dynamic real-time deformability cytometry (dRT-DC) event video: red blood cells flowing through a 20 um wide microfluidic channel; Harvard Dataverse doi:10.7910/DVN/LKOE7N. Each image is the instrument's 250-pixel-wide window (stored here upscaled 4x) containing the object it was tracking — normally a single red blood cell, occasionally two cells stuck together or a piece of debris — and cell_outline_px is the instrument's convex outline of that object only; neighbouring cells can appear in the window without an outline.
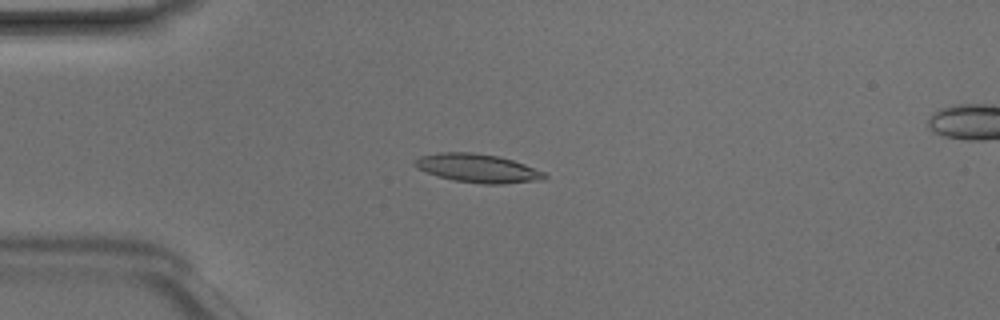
{"species": "Egyptian fruit bat (a non-hibernating species)", "species_latin": "Rousettus aegyptiacus", "temperature_condition": "room temperature", "stored_images_in_passage": 49, "camera_frame_rate_fps": 3000, "um_per_image_px": 0.085, "animal": {"sex": "male"}, "frame": {"image": 1, "passage_image": 13, "time_ms": 4.0, "image_size_px": [1000, 320], "cell_outline_px": [[548, 176], [544, 180], [504, 184], [484, 184], [452, 180], [416, 168], [416, 160], [420, 156], [440, 152], [472, 152], [500, 156], [524, 164], [544, 172]], "centroid_in_image_um": [40.65, 14.3], "position_along_channel_um": 44.3, "area_um2": 21.5}}
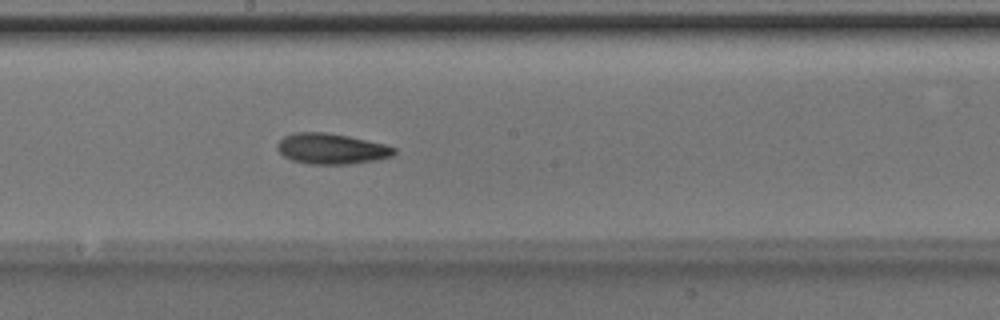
{"frame": {"image": 2, "passage_image": 27, "time_ms": 8.667, "image_size_px": [1000, 320], "cell_outline_px": [[396, 152], [392, 156], [376, 160], [352, 164], [308, 164], [292, 160], [284, 156], [276, 148], [276, 144], [284, 136], [296, 132], [324, 132], [348, 136], [384, 144], [396, 148]], "centroid_in_image_um": [28.16, 12.65], "position_along_channel_um": 220.0, "area_um2": 20.87}}
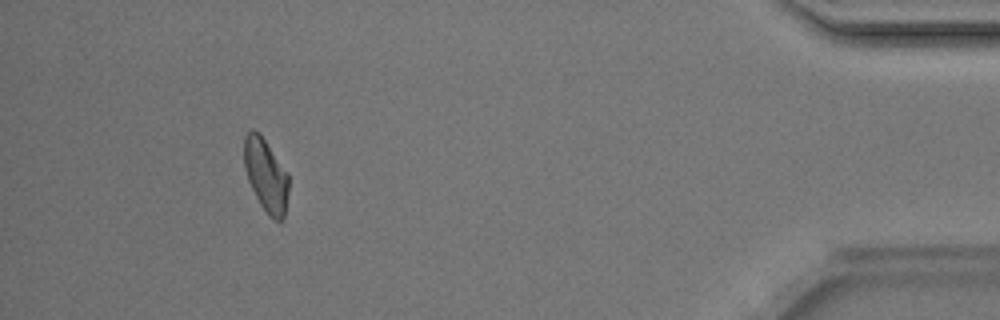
{"frame": {"image": 3, "passage_image": 45, "time_ms": 14.667, "image_size_px": [1000, 320], "cell_outline_px": [[288, 192], [284, 216], [280, 220], [272, 220], [268, 216], [260, 204], [248, 180], [244, 168], [244, 136], [252, 128], [260, 132], [288, 172]], "centroid_in_image_um": [22.6, 14.86], "position_along_channel_um": 412.6, "area_um2": 19.13}, "authors_computed_cell_mechanics": {"area_um2": 20.0566, "velocity_mm_per_s": 4.2181, "shape_relaxation_time_tau1_ms": 2.9412, "shape_relaxation_time_tau2_ms": 3.9069, "deformation_change_tau1": 0.1333, "deformation_change_tau2": 0.116}}